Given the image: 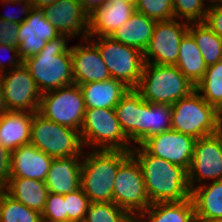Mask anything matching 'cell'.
I'll return each mask as SVG.
<instances>
[{
    "mask_svg": "<svg viewBox=\"0 0 222 222\" xmlns=\"http://www.w3.org/2000/svg\"><path fill=\"white\" fill-rule=\"evenodd\" d=\"M139 162L148 199L152 203L179 202L190 198L188 171L148 154L140 145L130 151Z\"/></svg>",
    "mask_w": 222,
    "mask_h": 222,
    "instance_id": "1",
    "label": "cell"
},
{
    "mask_svg": "<svg viewBox=\"0 0 222 222\" xmlns=\"http://www.w3.org/2000/svg\"><path fill=\"white\" fill-rule=\"evenodd\" d=\"M71 39L70 35L61 34L48 41L37 55L23 61L42 94L74 84L72 45L68 47Z\"/></svg>",
    "mask_w": 222,
    "mask_h": 222,
    "instance_id": "2",
    "label": "cell"
},
{
    "mask_svg": "<svg viewBox=\"0 0 222 222\" xmlns=\"http://www.w3.org/2000/svg\"><path fill=\"white\" fill-rule=\"evenodd\" d=\"M84 149L80 187L90 202H113L119 165L131 154L123 150Z\"/></svg>",
    "mask_w": 222,
    "mask_h": 222,
    "instance_id": "3",
    "label": "cell"
},
{
    "mask_svg": "<svg viewBox=\"0 0 222 222\" xmlns=\"http://www.w3.org/2000/svg\"><path fill=\"white\" fill-rule=\"evenodd\" d=\"M195 87L176 65L145 63L136 90L148 103L172 105Z\"/></svg>",
    "mask_w": 222,
    "mask_h": 222,
    "instance_id": "4",
    "label": "cell"
},
{
    "mask_svg": "<svg viewBox=\"0 0 222 222\" xmlns=\"http://www.w3.org/2000/svg\"><path fill=\"white\" fill-rule=\"evenodd\" d=\"M219 111L194 90L171 105V129L199 139L220 131Z\"/></svg>",
    "mask_w": 222,
    "mask_h": 222,
    "instance_id": "5",
    "label": "cell"
},
{
    "mask_svg": "<svg viewBox=\"0 0 222 222\" xmlns=\"http://www.w3.org/2000/svg\"><path fill=\"white\" fill-rule=\"evenodd\" d=\"M84 149L123 150L130 152L133 145L123 132L113 108H89L84 113L80 128Z\"/></svg>",
    "mask_w": 222,
    "mask_h": 222,
    "instance_id": "6",
    "label": "cell"
},
{
    "mask_svg": "<svg viewBox=\"0 0 222 222\" xmlns=\"http://www.w3.org/2000/svg\"><path fill=\"white\" fill-rule=\"evenodd\" d=\"M30 144L52 158L83 156L80 131L33 113Z\"/></svg>",
    "mask_w": 222,
    "mask_h": 222,
    "instance_id": "7",
    "label": "cell"
},
{
    "mask_svg": "<svg viewBox=\"0 0 222 222\" xmlns=\"http://www.w3.org/2000/svg\"><path fill=\"white\" fill-rule=\"evenodd\" d=\"M98 48L111 78L124 83L130 89L139 85L144 67L143 52L113 40L110 36L89 37Z\"/></svg>",
    "mask_w": 222,
    "mask_h": 222,
    "instance_id": "8",
    "label": "cell"
},
{
    "mask_svg": "<svg viewBox=\"0 0 222 222\" xmlns=\"http://www.w3.org/2000/svg\"><path fill=\"white\" fill-rule=\"evenodd\" d=\"M86 111L79 85L72 84L42 94L38 113L59 125L80 131Z\"/></svg>",
    "mask_w": 222,
    "mask_h": 222,
    "instance_id": "9",
    "label": "cell"
},
{
    "mask_svg": "<svg viewBox=\"0 0 222 222\" xmlns=\"http://www.w3.org/2000/svg\"><path fill=\"white\" fill-rule=\"evenodd\" d=\"M113 202L127 210L135 219L151 205L141 166L132 154L119 165L113 188Z\"/></svg>",
    "mask_w": 222,
    "mask_h": 222,
    "instance_id": "10",
    "label": "cell"
},
{
    "mask_svg": "<svg viewBox=\"0 0 222 222\" xmlns=\"http://www.w3.org/2000/svg\"><path fill=\"white\" fill-rule=\"evenodd\" d=\"M218 180H222L221 130L196 140L188 169V182L191 190L210 181Z\"/></svg>",
    "mask_w": 222,
    "mask_h": 222,
    "instance_id": "11",
    "label": "cell"
},
{
    "mask_svg": "<svg viewBox=\"0 0 222 222\" xmlns=\"http://www.w3.org/2000/svg\"><path fill=\"white\" fill-rule=\"evenodd\" d=\"M0 81L7 111L38 112L42 93L24 63L1 73Z\"/></svg>",
    "mask_w": 222,
    "mask_h": 222,
    "instance_id": "12",
    "label": "cell"
},
{
    "mask_svg": "<svg viewBox=\"0 0 222 222\" xmlns=\"http://www.w3.org/2000/svg\"><path fill=\"white\" fill-rule=\"evenodd\" d=\"M188 25V22L175 18L157 21L149 44L143 52L144 62L175 65L180 51V41L188 32Z\"/></svg>",
    "mask_w": 222,
    "mask_h": 222,
    "instance_id": "13",
    "label": "cell"
},
{
    "mask_svg": "<svg viewBox=\"0 0 222 222\" xmlns=\"http://www.w3.org/2000/svg\"><path fill=\"white\" fill-rule=\"evenodd\" d=\"M196 140L191 136L171 129L150 136L140 146L148 154L167 160L188 171Z\"/></svg>",
    "mask_w": 222,
    "mask_h": 222,
    "instance_id": "14",
    "label": "cell"
},
{
    "mask_svg": "<svg viewBox=\"0 0 222 222\" xmlns=\"http://www.w3.org/2000/svg\"><path fill=\"white\" fill-rule=\"evenodd\" d=\"M121 128L133 146L148 138L149 103L136 89L122 97L114 108Z\"/></svg>",
    "mask_w": 222,
    "mask_h": 222,
    "instance_id": "15",
    "label": "cell"
},
{
    "mask_svg": "<svg viewBox=\"0 0 222 222\" xmlns=\"http://www.w3.org/2000/svg\"><path fill=\"white\" fill-rule=\"evenodd\" d=\"M18 52L24 61L37 55L46 43L61 34L45 17L42 9L33 8L19 26Z\"/></svg>",
    "mask_w": 222,
    "mask_h": 222,
    "instance_id": "16",
    "label": "cell"
},
{
    "mask_svg": "<svg viewBox=\"0 0 222 222\" xmlns=\"http://www.w3.org/2000/svg\"><path fill=\"white\" fill-rule=\"evenodd\" d=\"M42 10L60 34L70 35L73 39L89 38L88 13L81 0H58Z\"/></svg>",
    "mask_w": 222,
    "mask_h": 222,
    "instance_id": "17",
    "label": "cell"
},
{
    "mask_svg": "<svg viewBox=\"0 0 222 222\" xmlns=\"http://www.w3.org/2000/svg\"><path fill=\"white\" fill-rule=\"evenodd\" d=\"M70 52L74 84L101 82L111 78L98 48L89 38L81 39L78 45H72Z\"/></svg>",
    "mask_w": 222,
    "mask_h": 222,
    "instance_id": "18",
    "label": "cell"
},
{
    "mask_svg": "<svg viewBox=\"0 0 222 222\" xmlns=\"http://www.w3.org/2000/svg\"><path fill=\"white\" fill-rule=\"evenodd\" d=\"M133 4L110 0L107 4L88 13L89 37L110 36L134 14Z\"/></svg>",
    "mask_w": 222,
    "mask_h": 222,
    "instance_id": "19",
    "label": "cell"
},
{
    "mask_svg": "<svg viewBox=\"0 0 222 222\" xmlns=\"http://www.w3.org/2000/svg\"><path fill=\"white\" fill-rule=\"evenodd\" d=\"M11 177L45 181L53 158L32 144L18 147L11 152Z\"/></svg>",
    "mask_w": 222,
    "mask_h": 222,
    "instance_id": "20",
    "label": "cell"
},
{
    "mask_svg": "<svg viewBox=\"0 0 222 222\" xmlns=\"http://www.w3.org/2000/svg\"><path fill=\"white\" fill-rule=\"evenodd\" d=\"M82 157L53 158L44 181L49 192L65 195L80 188Z\"/></svg>",
    "mask_w": 222,
    "mask_h": 222,
    "instance_id": "21",
    "label": "cell"
},
{
    "mask_svg": "<svg viewBox=\"0 0 222 222\" xmlns=\"http://www.w3.org/2000/svg\"><path fill=\"white\" fill-rule=\"evenodd\" d=\"M33 113L6 111L0 116V144L10 152L30 144Z\"/></svg>",
    "mask_w": 222,
    "mask_h": 222,
    "instance_id": "22",
    "label": "cell"
},
{
    "mask_svg": "<svg viewBox=\"0 0 222 222\" xmlns=\"http://www.w3.org/2000/svg\"><path fill=\"white\" fill-rule=\"evenodd\" d=\"M79 86L82 90L86 109H114L130 89L124 83L113 78L101 82H89Z\"/></svg>",
    "mask_w": 222,
    "mask_h": 222,
    "instance_id": "23",
    "label": "cell"
},
{
    "mask_svg": "<svg viewBox=\"0 0 222 222\" xmlns=\"http://www.w3.org/2000/svg\"><path fill=\"white\" fill-rule=\"evenodd\" d=\"M156 22L146 15L135 11L129 20L115 30L110 37L121 44L144 52L153 35Z\"/></svg>",
    "mask_w": 222,
    "mask_h": 222,
    "instance_id": "24",
    "label": "cell"
},
{
    "mask_svg": "<svg viewBox=\"0 0 222 222\" xmlns=\"http://www.w3.org/2000/svg\"><path fill=\"white\" fill-rule=\"evenodd\" d=\"M136 222H196L193 201L190 197L179 202L152 203Z\"/></svg>",
    "mask_w": 222,
    "mask_h": 222,
    "instance_id": "25",
    "label": "cell"
},
{
    "mask_svg": "<svg viewBox=\"0 0 222 222\" xmlns=\"http://www.w3.org/2000/svg\"><path fill=\"white\" fill-rule=\"evenodd\" d=\"M196 220L222 218V180L208 182L191 190Z\"/></svg>",
    "mask_w": 222,
    "mask_h": 222,
    "instance_id": "26",
    "label": "cell"
},
{
    "mask_svg": "<svg viewBox=\"0 0 222 222\" xmlns=\"http://www.w3.org/2000/svg\"><path fill=\"white\" fill-rule=\"evenodd\" d=\"M5 192L28 208L40 213L44 209L49 193L44 181L28 178H10Z\"/></svg>",
    "mask_w": 222,
    "mask_h": 222,
    "instance_id": "27",
    "label": "cell"
},
{
    "mask_svg": "<svg viewBox=\"0 0 222 222\" xmlns=\"http://www.w3.org/2000/svg\"><path fill=\"white\" fill-rule=\"evenodd\" d=\"M176 66L195 86L203 78L207 65L193 37L187 32L180 41Z\"/></svg>",
    "mask_w": 222,
    "mask_h": 222,
    "instance_id": "28",
    "label": "cell"
},
{
    "mask_svg": "<svg viewBox=\"0 0 222 222\" xmlns=\"http://www.w3.org/2000/svg\"><path fill=\"white\" fill-rule=\"evenodd\" d=\"M188 33L199 47L207 67L222 60V38L215 34L205 23L190 22Z\"/></svg>",
    "mask_w": 222,
    "mask_h": 222,
    "instance_id": "29",
    "label": "cell"
},
{
    "mask_svg": "<svg viewBox=\"0 0 222 222\" xmlns=\"http://www.w3.org/2000/svg\"><path fill=\"white\" fill-rule=\"evenodd\" d=\"M195 90L218 111L222 109V60L208 66Z\"/></svg>",
    "mask_w": 222,
    "mask_h": 222,
    "instance_id": "30",
    "label": "cell"
},
{
    "mask_svg": "<svg viewBox=\"0 0 222 222\" xmlns=\"http://www.w3.org/2000/svg\"><path fill=\"white\" fill-rule=\"evenodd\" d=\"M0 222H42L41 213L28 208L6 192L0 201Z\"/></svg>",
    "mask_w": 222,
    "mask_h": 222,
    "instance_id": "31",
    "label": "cell"
},
{
    "mask_svg": "<svg viewBox=\"0 0 222 222\" xmlns=\"http://www.w3.org/2000/svg\"><path fill=\"white\" fill-rule=\"evenodd\" d=\"M85 220L87 222H136L127 210L114 202H91Z\"/></svg>",
    "mask_w": 222,
    "mask_h": 222,
    "instance_id": "32",
    "label": "cell"
},
{
    "mask_svg": "<svg viewBox=\"0 0 222 222\" xmlns=\"http://www.w3.org/2000/svg\"><path fill=\"white\" fill-rule=\"evenodd\" d=\"M174 18L190 22H203L207 13L206 0H172Z\"/></svg>",
    "mask_w": 222,
    "mask_h": 222,
    "instance_id": "33",
    "label": "cell"
},
{
    "mask_svg": "<svg viewBox=\"0 0 222 222\" xmlns=\"http://www.w3.org/2000/svg\"><path fill=\"white\" fill-rule=\"evenodd\" d=\"M135 8L155 21L174 19L172 0H138Z\"/></svg>",
    "mask_w": 222,
    "mask_h": 222,
    "instance_id": "34",
    "label": "cell"
},
{
    "mask_svg": "<svg viewBox=\"0 0 222 222\" xmlns=\"http://www.w3.org/2000/svg\"><path fill=\"white\" fill-rule=\"evenodd\" d=\"M171 130V105L149 103L148 138Z\"/></svg>",
    "mask_w": 222,
    "mask_h": 222,
    "instance_id": "35",
    "label": "cell"
},
{
    "mask_svg": "<svg viewBox=\"0 0 222 222\" xmlns=\"http://www.w3.org/2000/svg\"><path fill=\"white\" fill-rule=\"evenodd\" d=\"M90 203L81 187L66 194L67 220L73 222L84 220Z\"/></svg>",
    "mask_w": 222,
    "mask_h": 222,
    "instance_id": "36",
    "label": "cell"
},
{
    "mask_svg": "<svg viewBox=\"0 0 222 222\" xmlns=\"http://www.w3.org/2000/svg\"><path fill=\"white\" fill-rule=\"evenodd\" d=\"M42 222H59L67 220L66 194L48 193L45 206L41 212Z\"/></svg>",
    "mask_w": 222,
    "mask_h": 222,
    "instance_id": "37",
    "label": "cell"
},
{
    "mask_svg": "<svg viewBox=\"0 0 222 222\" xmlns=\"http://www.w3.org/2000/svg\"><path fill=\"white\" fill-rule=\"evenodd\" d=\"M20 24L0 19V44L18 47Z\"/></svg>",
    "mask_w": 222,
    "mask_h": 222,
    "instance_id": "38",
    "label": "cell"
},
{
    "mask_svg": "<svg viewBox=\"0 0 222 222\" xmlns=\"http://www.w3.org/2000/svg\"><path fill=\"white\" fill-rule=\"evenodd\" d=\"M1 5H5V6H9L10 5H21L18 10V12H14V13H19L17 16L16 14H14L13 12L11 14H0V19H3L7 22H14V23H18L21 24L23 21L26 20V18L29 16L31 10L33 9V6L31 4V2H12V1H7V0H1ZM20 14L24 17H21Z\"/></svg>",
    "mask_w": 222,
    "mask_h": 222,
    "instance_id": "39",
    "label": "cell"
},
{
    "mask_svg": "<svg viewBox=\"0 0 222 222\" xmlns=\"http://www.w3.org/2000/svg\"><path fill=\"white\" fill-rule=\"evenodd\" d=\"M203 23L222 38V5L208 6Z\"/></svg>",
    "mask_w": 222,
    "mask_h": 222,
    "instance_id": "40",
    "label": "cell"
},
{
    "mask_svg": "<svg viewBox=\"0 0 222 222\" xmlns=\"http://www.w3.org/2000/svg\"><path fill=\"white\" fill-rule=\"evenodd\" d=\"M5 51L7 53L11 52V55L8 56L9 57L7 58L8 62L5 63H3V61H1L2 59L0 58V74L5 71L12 70L15 67H19L23 63V60L20 58L17 47L9 46L7 44L5 45L0 44V52H5Z\"/></svg>",
    "mask_w": 222,
    "mask_h": 222,
    "instance_id": "41",
    "label": "cell"
},
{
    "mask_svg": "<svg viewBox=\"0 0 222 222\" xmlns=\"http://www.w3.org/2000/svg\"><path fill=\"white\" fill-rule=\"evenodd\" d=\"M11 152L0 144V185L6 187L11 177Z\"/></svg>",
    "mask_w": 222,
    "mask_h": 222,
    "instance_id": "42",
    "label": "cell"
},
{
    "mask_svg": "<svg viewBox=\"0 0 222 222\" xmlns=\"http://www.w3.org/2000/svg\"><path fill=\"white\" fill-rule=\"evenodd\" d=\"M83 8L87 13H90L93 9L101 7L107 4L110 0H81Z\"/></svg>",
    "mask_w": 222,
    "mask_h": 222,
    "instance_id": "43",
    "label": "cell"
},
{
    "mask_svg": "<svg viewBox=\"0 0 222 222\" xmlns=\"http://www.w3.org/2000/svg\"><path fill=\"white\" fill-rule=\"evenodd\" d=\"M58 0H31L33 8L43 9L45 6L54 4Z\"/></svg>",
    "mask_w": 222,
    "mask_h": 222,
    "instance_id": "44",
    "label": "cell"
},
{
    "mask_svg": "<svg viewBox=\"0 0 222 222\" xmlns=\"http://www.w3.org/2000/svg\"><path fill=\"white\" fill-rule=\"evenodd\" d=\"M7 111L5 101H4V94H3V89H2V84L0 81V116Z\"/></svg>",
    "mask_w": 222,
    "mask_h": 222,
    "instance_id": "45",
    "label": "cell"
},
{
    "mask_svg": "<svg viewBox=\"0 0 222 222\" xmlns=\"http://www.w3.org/2000/svg\"><path fill=\"white\" fill-rule=\"evenodd\" d=\"M208 6L211 5H222V0H206Z\"/></svg>",
    "mask_w": 222,
    "mask_h": 222,
    "instance_id": "46",
    "label": "cell"
},
{
    "mask_svg": "<svg viewBox=\"0 0 222 222\" xmlns=\"http://www.w3.org/2000/svg\"><path fill=\"white\" fill-rule=\"evenodd\" d=\"M196 222H222V218H215L211 220H196Z\"/></svg>",
    "mask_w": 222,
    "mask_h": 222,
    "instance_id": "47",
    "label": "cell"
},
{
    "mask_svg": "<svg viewBox=\"0 0 222 222\" xmlns=\"http://www.w3.org/2000/svg\"><path fill=\"white\" fill-rule=\"evenodd\" d=\"M4 193H5V187L0 185V201H1V198H2Z\"/></svg>",
    "mask_w": 222,
    "mask_h": 222,
    "instance_id": "48",
    "label": "cell"
},
{
    "mask_svg": "<svg viewBox=\"0 0 222 222\" xmlns=\"http://www.w3.org/2000/svg\"><path fill=\"white\" fill-rule=\"evenodd\" d=\"M122 1L129 3V4H133L134 6H136V3L138 0H122Z\"/></svg>",
    "mask_w": 222,
    "mask_h": 222,
    "instance_id": "49",
    "label": "cell"
},
{
    "mask_svg": "<svg viewBox=\"0 0 222 222\" xmlns=\"http://www.w3.org/2000/svg\"><path fill=\"white\" fill-rule=\"evenodd\" d=\"M12 2H31V0H7Z\"/></svg>",
    "mask_w": 222,
    "mask_h": 222,
    "instance_id": "50",
    "label": "cell"
},
{
    "mask_svg": "<svg viewBox=\"0 0 222 222\" xmlns=\"http://www.w3.org/2000/svg\"><path fill=\"white\" fill-rule=\"evenodd\" d=\"M220 120L222 119V109L219 111Z\"/></svg>",
    "mask_w": 222,
    "mask_h": 222,
    "instance_id": "51",
    "label": "cell"
},
{
    "mask_svg": "<svg viewBox=\"0 0 222 222\" xmlns=\"http://www.w3.org/2000/svg\"><path fill=\"white\" fill-rule=\"evenodd\" d=\"M59 222H73V221H70V220H66V221H59Z\"/></svg>",
    "mask_w": 222,
    "mask_h": 222,
    "instance_id": "52",
    "label": "cell"
},
{
    "mask_svg": "<svg viewBox=\"0 0 222 222\" xmlns=\"http://www.w3.org/2000/svg\"><path fill=\"white\" fill-rule=\"evenodd\" d=\"M220 122H221V128H220V130L222 131V119L220 120Z\"/></svg>",
    "mask_w": 222,
    "mask_h": 222,
    "instance_id": "53",
    "label": "cell"
}]
</instances>
